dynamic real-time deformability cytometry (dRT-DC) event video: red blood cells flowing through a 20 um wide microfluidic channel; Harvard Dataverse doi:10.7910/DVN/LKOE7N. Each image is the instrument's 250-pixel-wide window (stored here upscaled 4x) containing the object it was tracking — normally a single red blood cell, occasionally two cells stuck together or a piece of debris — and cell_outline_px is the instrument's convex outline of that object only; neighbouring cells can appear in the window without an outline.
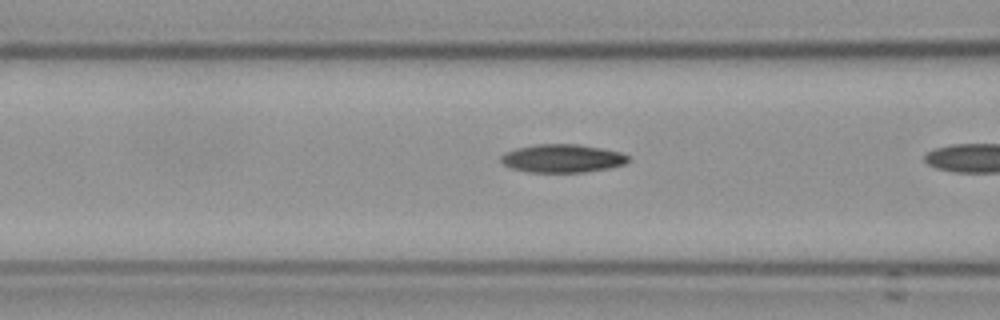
{"species": "Egyptian fruit bat (a non-hibernating species)", "species_latin": "Rousettus aegyptiacus", "temperature_condition": "cold", "stored_images_in_passage": 5, "camera_frame_rate_fps": 3000, "um_per_image_px": 0.085, "frame": {"image": 1, "passage_image": 4, "time_ms": 1.0, "image_size_px": [1000, 320], "cell_outline_px": [[628, 160], [624, 164], [608, 168], [584, 172], [528, 172], [512, 168], [504, 164], [500, 160], [500, 156], [504, 152], [516, 148], [536, 144], [576, 144], [600, 148], [620, 152], [628, 156]], "centroid_in_image_um": [47.75, 13.46], "position_along_channel_um": 118.8, "area_um2": 20.81}}